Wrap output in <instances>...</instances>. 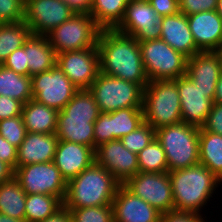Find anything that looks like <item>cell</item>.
<instances>
[{"instance_id": "1", "label": "cell", "mask_w": 222, "mask_h": 222, "mask_svg": "<svg viewBox=\"0 0 222 222\" xmlns=\"http://www.w3.org/2000/svg\"><path fill=\"white\" fill-rule=\"evenodd\" d=\"M100 72L139 84L149 83L138 41L116 29H101L97 41Z\"/></svg>"}, {"instance_id": "2", "label": "cell", "mask_w": 222, "mask_h": 222, "mask_svg": "<svg viewBox=\"0 0 222 222\" xmlns=\"http://www.w3.org/2000/svg\"><path fill=\"white\" fill-rule=\"evenodd\" d=\"M174 200V211L201 215L204 205L210 201L216 188L222 185L209 169L202 164L168 171Z\"/></svg>"}, {"instance_id": "3", "label": "cell", "mask_w": 222, "mask_h": 222, "mask_svg": "<svg viewBox=\"0 0 222 222\" xmlns=\"http://www.w3.org/2000/svg\"><path fill=\"white\" fill-rule=\"evenodd\" d=\"M120 185L107 169L94 162L67 182L63 205L66 208L112 205Z\"/></svg>"}, {"instance_id": "4", "label": "cell", "mask_w": 222, "mask_h": 222, "mask_svg": "<svg viewBox=\"0 0 222 222\" xmlns=\"http://www.w3.org/2000/svg\"><path fill=\"white\" fill-rule=\"evenodd\" d=\"M200 128L184 122L155 130V138L165 151L168 171L199 164Z\"/></svg>"}, {"instance_id": "5", "label": "cell", "mask_w": 222, "mask_h": 222, "mask_svg": "<svg viewBox=\"0 0 222 222\" xmlns=\"http://www.w3.org/2000/svg\"><path fill=\"white\" fill-rule=\"evenodd\" d=\"M144 121L154 130L182 122L179 91L175 80H154L143 92Z\"/></svg>"}, {"instance_id": "6", "label": "cell", "mask_w": 222, "mask_h": 222, "mask_svg": "<svg viewBox=\"0 0 222 222\" xmlns=\"http://www.w3.org/2000/svg\"><path fill=\"white\" fill-rule=\"evenodd\" d=\"M89 90L100 112H114L130 107H143L144 89L134 82L98 73Z\"/></svg>"}, {"instance_id": "7", "label": "cell", "mask_w": 222, "mask_h": 222, "mask_svg": "<svg viewBox=\"0 0 222 222\" xmlns=\"http://www.w3.org/2000/svg\"><path fill=\"white\" fill-rule=\"evenodd\" d=\"M138 43L149 81L175 80L186 76L188 58L162 39Z\"/></svg>"}, {"instance_id": "8", "label": "cell", "mask_w": 222, "mask_h": 222, "mask_svg": "<svg viewBox=\"0 0 222 222\" xmlns=\"http://www.w3.org/2000/svg\"><path fill=\"white\" fill-rule=\"evenodd\" d=\"M101 28L90 14H74L46 34L56 54L97 47Z\"/></svg>"}, {"instance_id": "9", "label": "cell", "mask_w": 222, "mask_h": 222, "mask_svg": "<svg viewBox=\"0 0 222 222\" xmlns=\"http://www.w3.org/2000/svg\"><path fill=\"white\" fill-rule=\"evenodd\" d=\"M14 177L26 194L54 195L62 202L65 199L67 182L53 161L16 167Z\"/></svg>"}, {"instance_id": "10", "label": "cell", "mask_w": 222, "mask_h": 222, "mask_svg": "<svg viewBox=\"0 0 222 222\" xmlns=\"http://www.w3.org/2000/svg\"><path fill=\"white\" fill-rule=\"evenodd\" d=\"M124 186L161 214L174 211L172 185L168 172H138Z\"/></svg>"}, {"instance_id": "11", "label": "cell", "mask_w": 222, "mask_h": 222, "mask_svg": "<svg viewBox=\"0 0 222 222\" xmlns=\"http://www.w3.org/2000/svg\"><path fill=\"white\" fill-rule=\"evenodd\" d=\"M31 79L33 99L57 111H61L78 90L57 64Z\"/></svg>"}, {"instance_id": "12", "label": "cell", "mask_w": 222, "mask_h": 222, "mask_svg": "<svg viewBox=\"0 0 222 222\" xmlns=\"http://www.w3.org/2000/svg\"><path fill=\"white\" fill-rule=\"evenodd\" d=\"M115 29L131 35L138 42L161 37L160 17L147 0L128 2L124 17Z\"/></svg>"}, {"instance_id": "13", "label": "cell", "mask_w": 222, "mask_h": 222, "mask_svg": "<svg viewBox=\"0 0 222 222\" xmlns=\"http://www.w3.org/2000/svg\"><path fill=\"white\" fill-rule=\"evenodd\" d=\"M56 64L78 89H89L100 72L97 47L56 54Z\"/></svg>"}, {"instance_id": "14", "label": "cell", "mask_w": 222, "mask_h": 222, "mask_svg": "<svg viewBox=\"0 0 222 222\" xmlns=\"http://www.w3.org/2000/svg\"><path fill=\"white\" fill-rule=\"evenodd\" d=\"M73 15L74 12L62 0H27L24 22L32 34L46 35Z\"/></svg>"}, {"instance_id": "15", "label": "cell", "mask_w": 222, "mask_h": 222, "mask_svg": "<svg viewBox=\"0 0 222 222\" xmlns=\"http://www.w3.org/2000/svg\"><path fill=\"white\" fill-rule=\"evenodd\" d=\"M179 91L182 122L201 128L213 106L215 91H202L187 77L175 79Z\"/></svg>"}, {"instance_id": "16", "label": "cell", "mask_w": 222, "mask_h": 222, "mask_svg": "<svg viewBox=\"0 0 222 222\" xmlns=\"http://www.w3.org/2000/svg\"><path fill=\"white\" fill-rule=\"evenodd\" d=\"M95 163L107 169L124 185L139 172L137 154L124 147L121 140H111L94 150Z\"/></svg>"}, {"instance_id": "17", "label": "cell", "mask_w": 222, "mask_h": 222, "mask_svg": "<svg viewBox=\"0 0 222 222\" xmlns=\"http://www.w3.org/2000/svg\"><path fill=\"white\" fill-rule=\"evenodd\" d=\"M114 222H160L161 213L124 185H120L112 201Z\"/></svg>"}, {"instance_id": "18", "label": "cell", "mask_w": 222, "mask_h": 222, "mask_svg": "<svg viewBox=\"0 0 222 222\" xmlns=\"http://www.w3.org/2000/svg\"><path fill=\"white\" fill-rule=\"evenodd\" d=\"M94 162L95 153L92 147L64 140L58 141L53 163L66 182L78 176Z\"/></svg>"}, {"instance_id": "19", "label": "cell", "mask_w": 222, "mask_h": 222, "mask_svg": "<svg viewBox=\"0 0 222 222\" xmlns=\"http://www.w3.org/2000/svg\"><path fill=\"white\" fill-rule=\"evenodd\" d=\"M161 37L176 51L190 58L201 50L196 46L188 25L187 16L181 12L160 18Z\"/></svg>"}, {"instance_id": "20", "label": "cell", "mask_w": 222, "mask_h": 222, "mask_svg": "<svg viewBox=\"0 0 222 222\" xmlns=\"http://www.w3.org/2000/svg\"><path fill=\"white\" fill-rule=\"evenodd\" d=\"M196 46L201 51H214L222 43V18L216 10L187 16Z\"/></svg>"}, {"instance_id": "21", "label": "cell", "mask_w": 222, "mask_h": 222, "mask_svg": "<svg viewBox=\"0 0 222 222\" xmlns=\"http://www.w3.org/2000/svg\"><path fill=\"white\" fill-rule=\"evenodd\" d=\"M221 73L214 51H200L187 59L186 76L202 91H215Z\"/></svg>"}, {"instance_id": "22", "label": "cell", "mask_w": 222, "mask_h": 222, "mask_svg": "<svg viewBox=\"0 0 222 222\" xmlns=\"http://www.w3.org/2000/svg\"><path fill=\"white\" fill-rule=\"evenodd\" d=\"M58 141L55 133L27 132L23 142L17 148L16 167L53 161Z\"/></svg>"}, {"instance_id": "23", "label": "cell", "mask_w": 222, "mask_h": 222, "mask_svg": "<svg viewBox=\"0 0 222 222\" xmlns=\"http://www.w3.org/2000/svg\"><path fill=\"white\" fill-rule=\"evenodd\" d=\"M29 77L50 70L56 64V53L46 35H35L23 44Z\"/></svg>"}, {"instance_id": "24", "label": "cell", "mask_w": 222, "mask_h": 222, "mask_svg": "<svg viewBox=\"0 0 222 222\" xmlns=\"http://www.w3.org/2000/svg\"><path fill=\"white\" fill-rule=\"evenodd\" d=\"M58 113L56 109L30 99L23 105L21 115L27 132L53 134L57 130Z\"/></svg>"}, {"instance_id": "25", "label": "cell", "mask_w": 222, "mask_h": 222, "mask_svg": "<svg viewBox=\"0 0 222 222\" xmlns=\"http://www.w3.org/2000/svg\"><path fill=\"white\" fill-rule=\"evenodd\" d=\"M96 119L58 116L55 134L59 140L83 144L94 149V122Z\"/></svg>"}, {"instance_id": "26", "label": "cell", "mask_w": 222, "mask_h": 222, "mask_svg": "<svg viewBox=\"0 0 222 222\" xmlns=\"http://www.w3.org/2000/svg\"><path fill=\"white\" fill-rule=\"evenodd\" d=\"M199 163L222 181V135L200 128Z\"/></svg>"}, {"instance_id": "27", "label": "cell", "mask_w": 222, "mask_h": 222, "mask_svg": "<svg viewBox=\"0 0 222 222\" xmlns=\"http://www.w3.org/2000/svg\"><path fill=\"white\" fill-rule=\"evenodd\" d=\"M25 201L26 193L15 177L0 184L1 214L25 220Z\"/></svg>"}, {"instance_id": "28", "label": "cell", "mask_w": 222, "mask_h": 222, "mask_svg": "<svg viewBox=\"0 0 222 222\" xmlns=\"http://www.w3.org/2000/svg\"><path fill=\"white\" fill-rule=\"evenodd\" d=\"M0 95L26 104L33 99L32 79L0 65Z\"/></svg>"}, {"instance_id": "29", "label": "cell", "mask_w": 222, "mask_h": 222, "mask_svg": "<svg viewBox=\"0 0 222 222\" xmlns=\"http://www.w3.org/2000/svg\"><path fill=\"white\" fill-rule=\"evenodd\" d=\"M127 0H93L90 15L101 29H115L122 21Z\"/></svg>"}, {"instance_id": "30", "label": "cell", "mask_w": 222, "mask_h": 222, "mask_svg": "<svg viewBox=\"0 0 222 222\" xmlns=\"http://www.w3.org/2000/svg\"><path fill=\"white\" fill-rule=\"evenodd\" d=\"M144 122L143 107H130L110 112V141L120 140Z\"/></svg>"}, {"instance_id": "31", "label": "cell", "mask_w": 222, "mask_h": 222, "mask_svg": "<svg viewBox=\"0 0 222 222\" xmlns=\"http://www.w3.org/2000/svg\"><path fill=\"white\" fill-rule=\"evenodd\" d=\"M31 34L30 27L24 21L2 23L0 25V65L12 52L22 47Z\"/></svg>"}, {"instance_id": "32", "label": "cell", "mask_w": 222, "mask_h": 222, "mask_svg": "<svg viewBox=\"0 0 222 222\" xmlns=\"http://www.w3.org/2000/svg\"><path fill=\"white\" fill-rule=\"evenodd\" d=\"M63 206V202L54 195L26 194L25 220L41 222L53 215Z\"/></svg>"}, {"instance_id": "33", "label": "cell", "mask_w": 222, "mask_h": 222, "mask_svg": "<svg viewBox=\"0 0 222 222\" xmlns=\"http://www.w3.org/2000/svg\"><path fill=\"white\" fill-rule=\"evenodd\" d=\"M100 109L89 89L77 90L73 98L59 111L58 116L98 118Z\"/></svg>"}, {"instance_id": "34", "label": "cell", "mask_w": 222, "mask_h": 222, "mask_svg": "<svg viewBox=\"0 0 222 222\" xmlns=\"http://www.w3.org/2000/svg\"><path fill=\"white\" fill-rule=\"evenodd\" d=\"M139 172H168L166 154L156 138L137 154Z\"/></svg>"}, {"instance_id": "35", "label": "cell", "mask_w": 222, "mask_h": 222, "mask_svg": "<svg viewBox=\"0 0 222 222\" xmlns=\"http://www.w3.org/2000/svg\"><path fill=\"white\" fill-rule=\"evenodd\" d=\"M67 209L71 222H114L112 205Z\"/></svg>"}, {"instance_id": "36", "label": "cell", "mask_w": 222, "mask_h": 222, "mask_svg": "<svg viewBox=\"0 0 222 222\" xmlns=\"http://www.w3.org/2000/svg\"><path fill=\"white\" fill-rule=\"evenodd\" d=\"M155 139V130L146 122L120 140L129 151L138 154Z\"/></svg>"}, {"instance_id": "37", "label": "cell", "mask_w": 222, "mask_h": 222, "mask_svg": "<svg viewBox=\"0 0 222 222\" xmlns=\"http://www.w3.org/2000/svg\"><path fill=\"white\" fill-rule=\"evenodd\" d=\"M26 133L27 131L22 116L0 121V135L17 148L23 142Z\"/></svg>"}, {"instance_id": "38", "label": "cell", "mask_w": 222, "mask_h": 222, "mask_svg": "<svg viewBox=\"0 0 222 222\" xmlns=\"http://www.w3.org/2000/svg\"><path fill=\"white\" fill-rule=\"evenodd\" d=\"M2 23H17L25 20V3L22 0H0Z\"/></svg>"}, {"instance_id": "39", "label": "cell", "mask_w": 222, "mask_h": 222, "mask_svg": "<svg viewBox=\"0 0 222 222\" xmlns=\"http://www.w3.org/2000/svg\"><path fill=\"white\" fill-rule=\"evenodd\" d=\"M218 0H179L180 12L186 16L217 9Z\"/></svg>"}, {"instance_id": "40", "label": "cell", "mask_w": 222, "mask_h": 222, "mask_svg": "<svg viewBox=\"0 0 222 222\" xmlns=\"http://www.w3.org/2000/svg\"><path fill=\"white\" fill-rule=\"evenodd\" d=\"M109 118L110 113L100 112L99 117L94 122V150L99 145L110 141Z\"/></svg>"}, {"instance_id": "41", "label": "cell", "mask_w": 222, "mask_h": 222, "mask_svg": "<svg viewBox=\"0 0 222 222\" xmlns=\"http://www.w3.org/2000/svg\"><path fill=\"white\" fill-rule=\"evenodd\" d=\"M2 65L16 73L29 76L26 52L23 46L12 52Z\"/></svg>"}, {"instance_id": "42", "label": "cell", "mask_w": 222, "mask_h": 222, "mask_svg": "<svg viewBox=\"0 0 222 222\" xmlns=\"http://www.w3.org/2000/svg\"><path fill=\"white\" fill-rule=\"evenodd\" d=\"M23 103L7 97L0 95V121L12 118L16 116H22Z\"/></svg>"}, {"instance_id": "43", "label": "cell", "mask_w": 222, "mask_h": 222, "mask_svg": "<svg viewBox=\"0 0 222 222\" xmlns=\"http://www.w3.org/2000/svg\"><path fill=\"white\" fill-rule=\"evenodd\" d=\"M202 128L205 131L222 135V104L213 103L212 109Z\"/></svg>"}, {"instance_id": "44", "label": "cell", "mask_w": 222, "mask_h": 222, "mask_svg": "<svg viewBox=\"0 0 222 222\" xmlns=\"http://www.w3.org/2000/svg\"><path fill=\"white\" fill-rule=\"evenodd\" d=\"M158 16H170L180 12L179 0H147Z\"/></svg>"}, {"instance_id": "45", "label": "cell", "mask_w": 222, "mask_h": 222, "mask_svg": "<svg viewBox=\"0 0 222 222\" xmlns=\"http://www.w3.org/2000/svg\"><path fill=\"white\" fill-rule=\"evenodd\" d=\"M160 222H206L202 215L186 212H168L161 214Z\"/></svg>"}, {"instance_id": "46", "label": "cell", "mask_w": 222, "mask_h": 222, "mask_svg": "<svg viewBox=\"0 0 222 222\" xmlns=\"http://www.w3.org/2000/svg\"><path fill=\"white\" fill-rule=\"evenodd\" d=\"M0 160L9 164L14 170L17 162V147L0 135Z\"/></svg>"}, {"instance_id": "47", "label": "cell", "mask_w": 222, "mask_h": 222, "mask_svg": "<svg viewBox=\"0 0 222 222\" xmlns=\"http://www.w3.org/2000/svg\"><path fill=\"white\" fill-rule=\"evenodd\" d=\"M74 14H90L93 0H62Z\"/></svg>"}, {"instance_id": "48", "label": "cell", "mask_w": 222, "mask_h": 222, "mask_svg": "<svg viewBox=\"0 0 222 222\" xmlns=\"http://www.w3.org/2000/svg\"><path fill=\"white\" fill-rule=\"evenodd\" d=\"M41 222H71V214L69 210L63 205L50 217H47Z\"/></svg>"}, {"instance_id": "49", "label": "cell", "mask_w": 222, "mask_h": 222, "mask_svg": "<svg viewBox=\"0 0 222 222\" xmlns=\"http://www.w3.org/2000/svg\"><path fill=\"white\" fill-rule=\"evenodd\" d=\"M15 170L6 162L0 160V184L11 180L14 177Z\"/></svg>"}, {"instance_id": "50", "label": "cell", "mask_w": 222, "mask_h": 222, "mask_svg": "<svg viewBox=\"0 0 222 222\" xmlns=\"http://www.w3.org/2000/svg\"><path fill=\"white\" fill-rule=\"evenodd\" d=\"M213 103L222 104V73L216 84V90H215Z\"/></svg>"}, {"instance_id": "51", "label": "cell", "mask_w": 222, "mask_h": 222, "mask_svg": "<svg viewBox=\"0 0 222 222\" xmlns=\"http://www.w3.org/2000/svg\"><path fill=\"white\" fill-rule=\"evenodd\" d=\"M0 222H27V221L8 217L5 214L0 213Z\"/></svg>"}, {"instance_id": "52", "label": "cell", "mask_w": 222, "mask_h": 222, "mask_svg": "<svg viewBox=\"0 0 222 222\" xmlns=\"http://www.w3.org/2000/svg\"><path fill=\"white\" fill-rule=\"evenodd\" d=\"M214 52L218 55L222 71V43L214 50Z\"/></svg>"}, {"instance_id": "53", "label": "cell", "mask_w": 222, "mask_h": 222, "mask_svg": "<svg viewBox=\"0 0 222 222\" xmlns=\"http://www.w3.org/2000/svg\"><path fill=\"white\" fill-rule=\"evenodd\" d=\"M216 11L219 14V16L222 18V0H218Z\"/></svg>"}]
</instances>
